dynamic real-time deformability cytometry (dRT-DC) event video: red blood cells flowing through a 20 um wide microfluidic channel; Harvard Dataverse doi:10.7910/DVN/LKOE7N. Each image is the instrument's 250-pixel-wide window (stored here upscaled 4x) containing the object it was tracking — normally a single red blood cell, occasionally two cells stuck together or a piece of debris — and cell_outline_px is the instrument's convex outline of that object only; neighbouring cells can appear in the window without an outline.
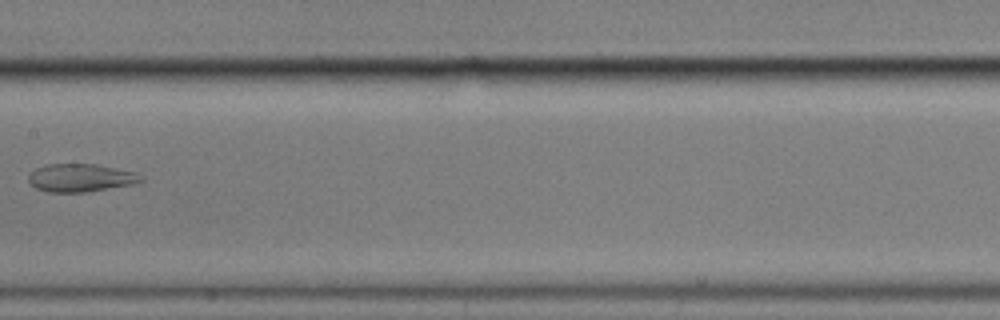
{"species": "common noctule bat (a hibernating species)", "species_latin": "Nyctalus noctula", "temperature_condition": "cold", "stored_images_in_passage": 7, "camera_frame_rate_fps": 3000, "um_per_image_px": 0.085, "animal": {"sex": "male", "body_mass_g": 17.9}, "frame": {"image": 1, "passage_image": 7, "time_ms": 8.0, "image_size_px": [1000, 320], "cell_outline_px": [[144, 180], [132, 184], [84, 192], [48, 192], [36, 188], [28, 180], [28, 176], [36, 168], [48, 164], [96, 164], [136, 172], [144, 176]], "centroid_in_image_um": [6.87, 15.11], "position_along_channel_um": 200.5, "area_um2": 18.21}}